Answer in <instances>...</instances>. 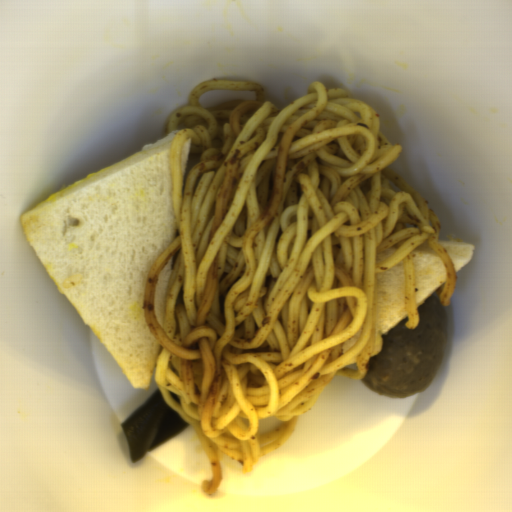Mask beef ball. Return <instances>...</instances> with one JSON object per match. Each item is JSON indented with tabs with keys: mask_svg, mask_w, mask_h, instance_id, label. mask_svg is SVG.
I'll return each mask as SVG.
<instances>
[{
	"mask_svg": "<svg viewBox=\"0 0 512 512\" xmlns=\"http://www.w3.org/2000/svg\"><path fill=\"white\" fill-rule=\"evenodd\" d=\"M418 324L407 328L408 316L381 338L360 380L387 399H404L427 388L443 358L447 341L446 306L436 292L417 308Z\"/></svg>",
	"mask_w": 512,
	"mask_h": 512,
	"instance_id": "c3f7d807",
	"label": "beef ball"
}]
</instances>
